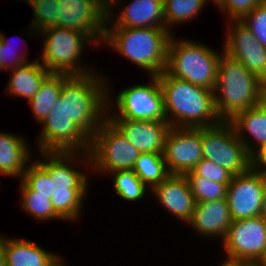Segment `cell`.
Returning <instances> with one entry per match:
<instances>
[{"mask_svg": "<svg viewBox=\"0 0 266 266\" xmlns=\"http://www.w3.org/2000/svg\"><path fill=\"white\" fill-rule=\"evenodd\" d=\"M32 164V165H31ZM27 166L21 177V181L36 194L50 195L52 197L54 190L52 185V177L37 162H32Z\"/></svg>", "mask_w": 266, "mask_h": 266, "instance_id": "32", "label": "cell"}, {"mask_svg": "<svg viewBox=\"0 0 266 266\" xmlns=\"http://www.w3.org/2000/svg\"><path fill=\"white\" fill-rule=\"evenodd\" d=\"M220 266H243L242 263H235V262H229V261H223Z\"/></svg>", "mask_w": 266, "mask_h": 266, "instance_id": "40", "label": "cell"}, {"mask_svg": "<svg viewBox=\"0 0 266 266\" xmlns=\"http://www.w3.org/2000/svg\"><path fill=\"white\" fill-rule=\"evenodd\" d=\"M243 266H263L262 264H254V265H246V264H243Z\"/></svg>", "mask_w": 266, "mask_h": 266, "instance_id": "44", "label": "cell"}, {"mask_svg": "<svg viewBox=\"0 0 266 266\" xmlns=\"http://www.w3.org/2000/svg\"><path fill=\"white\" fill-rule=\"evenodd\" d=\"M106 83L95 72L63 74L60 98L40 123V152L89 153L91 138L111 107L110 86Z\"/></svg>", "mask_w": 266, "mask_h": 266, "instance_id": "1", "label": "cell"}, {"mask_svg": "<svg viewBox=\"0 0 266 266\" xmlns=\"http://www.w3.org/2000/svg\"><path fill=\"white\" fill-rule=\"evenodd\" d=\"M172 36L166 28H126L106 26L103 43L137 66L158 76L166 69Z\"/></svg>", "mask_w": 266, "mask_h": 266, "instance_id": "4", "label": "cell"}, {"mask_svg": "<svg viewBox=\"0 0 266 266\" xmlns=\"http://www.w3.org/2000/svg\"><path fill=\"white\" fill-rule=\"evenodd\" d=\"M263 0H225L219 7L230 20H241Z\"/></svg>", "mask_w": 266, "mask_h": 266, "instance_id": "36", "label": "cell"}, {"mask_svg": "<svg viewBox=\"0 0 266 266\" xmlns=\"http://www.w3.org/2000/svg\"><path fill=\"white\" fill-rule=\"evenodd\" d=\"M61 260L62 259L60 258L53 266H65Z\"/></svg>", "mask_w": 266, "mask_h": 266, "instance_id": "43", "label": "cell"}, {"mask_svg": "<svg viewBox=\"0 0 266 266\" xmlns=\"http://www.w3.org/2000/svg\"><path fill=\"white\" fill-rule=\"evenodd\" d=\"M41 37L44 38L42 58L39 61L50 73L67 75H85L93 70L87 69L77 61L83 53L85 42L97 44L86 32L62 27H49L44 29ZM41 59V60H40ZM79 59V60H78ZM83 66V67H82Z\"/></svg>", "mask_w": 266, "mask_h": 266, "instance_id": "6", "label": "cell"}, {"mask_svg": "<svg viewBox=\"0 0 266 266\" xmlns=\"http://www.w3.org/2000/svg\"><path fill=\"white\" fill-rule=\"evenodd\" d=\"M196 203L226 199L227 185L214 182L196 175L193 171L186 174Z\"/></svg>", "mask_w": 266, "mask_h": 266, "instance_id": "30", "label": "cell"}, {"mask_svg": "<svg viewBox=\"0 0 266 266\" xmlns=\"http://www.w3.org/2000/svg\"><path fill=\"white\" fill-rule=\"evenodd\" d=\"M89 155L92 171L109 174L132 170L140 152L106 119L91 138Z\"/></svg>", "mask_w": 266, "mask_h": 266, "instance_id": "8", "label": "cell"}, {"mask_svg": "<svg viewBox=\"0 0 266 266\" xmlns=\"http://www.w3.org/2000/svg\"><path fill=\"white\" fill-rule=\"evenodd\" d=\"M33 9L34 18L32 21V28L29 29L30 35H35L49 27L58 26V1L59 0H25ZM34 31V32H33ZM32 32V33H31Z\"/></svg>", "mask_w": 266, "mask_h": 266, "instance_id": "31", "label": "cell"}, {"mask_svg": "<svg viewBox=\"0 0 266 266\" xmlns=\"http://www.w3.org/2000/svg\"><path fill=\"white\" fill-rule=\"evenodd\" d=\"M132 170L150 190L171 174L167 168L164 155L153 152L140 153Z\"/></svg>", "mask_w": 266, "mask_h": 266, "instance_id": "24", "label": "cell"}, {"mask_svg": "<svg viewBox=\"0 0 266 266\" xmlns=\"http://www.w3.org/2000/svg\"><path fill=\"white\" fill-rule=\"evenodd\" d=\"M222 54L196 41L171 36L165 71L177 79L214 90Z\"/></svg>", "mask_w": 266, "mask_h": 266, "instance_id": "5", "label": "cell"}, {"mask_svg": "<svg viewBox=\"0 0 266 266\" xmlns=\"http://www.w3.org/2000/svg\"><path fill=\"white\" fill-rule=\"evenodd\" d=\"M106 1L108 2V11L112 10L114 4L116 6L118 3H121L119 2L120 0H106Z\"/></svg>", "mask_w": 266, "mask_h": 266, "instance_id": "41", "label": "cell"}, {"mask_svg": "<svg viewBox=\"0 0 266 266\" xmlns=\"http://www.w3.org/2000/svg\"><path fill=\"white\" fill-rule=\"evenodd\" d=\"M227 199L196 203L193 215L187 223L197 233L206 237L225 239L232 223Z\"/></svg>", "mask_w": 266, "mask_h": 266, "instance_id": "19", "label": "cell"}, {"mask_svg": "<svg viewBox=\"0 0 266 266\" xmlns=\"http://www.w3.org/2000/svg\"><path fill=\"white\" fill-rule=\"evenodd\" d=\"M241 21L250 29L256 40L266 48V0L260 2Z\"/></svg>", "mask_w": 266, "mask_h": 266, "instance_id": "33", "label": "cell"}, {"mask_svg": "<svg viewBox=\"0 0 266 266\" xmlns=\"http://www.w3.org/2000/svg\"><path fill=\"white\" fill-rule=\"evenodd\" d=\"M163 155L171 174L186 175L192 171L203 159L200 128L171 127Z\"/></svg>", "mask_w": 266, "mask_h": 266, "instance_id": "13", "label": "cell"}, {"mask_svg": "<svg viewBox=\"0 0 266 266\" xmlns=\"http://www.w3.org/2000/svg\"><path fill=\"white\" fill-rule=\"evenodd\" d=\"M106 26L166 28L164 0H133L129 5L126 4V8L122 9L117 19L113 17L111 11H108Z\"/></svg>", "mask_w": 266, "mask_h": 266, "instance_id": "18", "label": "cell"}, {"mask_svg": "<svg viewBox=\"0 0 266 266\" xmlns=\"http://www.w3.org/2000/svg\"><path fill=\"white\" fill-rule=\"evenodd\" d=\"M164 111L171 127L202 128L219 124L214 91L177 79L165 70L158 75Z\"/></svg>", "mask_w": 266, "mask_h": 266, "instance_id": "2", "label": "cell"}, {"mask_svg": "<svg viewBox=\"0 0 266 266\" xmlns=\"http://www.w3.org/2000/svg\"><path fill=\"white\" fill-rule=\"evenodd\" d=\"M150 84L133 85L116 96L117 112L107 118H126L139 121H167L163 93L158 76L149 75Z\"/></svg>", "mask_w": 266, "mask_h": 266, "instance_id": "10", "label": "cell"}, {"mask_svg": "<svg viewBox=\"0 0 266 266\" xmlns=\"http://www.w3.org/2000/svg\"><path fill=\"white\" fill-rule=\"evenodd\" d=\"M229 22L223 52L242 63L266 84V48L256 40L241 20Z\"/></svg>", "mask_w": 266, "mask_h": 266, "instance_id": "14", "label": "cell"}, {"mask_svg": "<svg viewBox=\"0 0 266 266\" xmlns=\"http://www.w3.org/2000/svg\"><path fill=\"white\" fill-rule=\"evenodd\" d=\"M116 193L124 200L137 201L145 196L147 188L133 170H118L111 172Z\"/></svg>", "mask_w": 266, "mask_h": 266, "instance_id": "29", "label": "cell"}, {"mask_svg": "<svg viewBox=\"0 0 266 266\" xmlns=\"http://www.w3.org/2000/svg\"><path fill=\"white\" fill-rule=\"evenodd\" d=\"M192 171L198 176L227 186L233 177L226 169L208 159H202Z\"/></svg>", "mask_w": 266, "mask_h": 266, "instance_id": "34", "label": "cell"}, {"mask_svg": "<svg viewBox=\"0 0 266 266\" xmlns=\"http://www.w3.org/2000/svg\"><path fill=\"white\" fill-rule=\"evenodd\" d=\"M213 91L217 114L225 121L242 110L260 105L266 99V84L224 52L219 59Z\"/></svg>", "mask_w": 266, "mask_h": 266, "instance_id": "3", "label": "cell"}, {"mask_svg": "<svg viewBox=\"0 0 266 266\" xmlns=\"http://www.w3.org/2000/svg\"><path fill=\"white\" fill-rule=\"evenodd\" d=\"M151 191L176 219L185 221L186 224L190 221L196 202L186 175L170 174Z\"/></svg>", "mask_w": 266, "mask_h": 266, "instance_id": "17", "label": "cell"}, {"mask_svg": "<svg viewBox=\"0 0 266 266\" xmlns=\"http://www.w3.org/2000/svg\"><path fill=\"white\" fill-rule=\"evenodd\" d=\"M261 216L266 220V190L264 193V198H263V203H262Z\"/></svg>", "mask_w": 266, "mask_h": 266, "instance_id": "39", "label": "cell"}, {"mask_svg": "<svg viewBox=\"0 0 266 266\" xmlns=\"http://www.w3.org/2000/svg\"><path fill=\"white\" fill-rule=\"evenodd\" d=\"M58 3V27L86 32L101 44L108 19L106 0H59Z\"/></svg>", "mask_w": 266, "mask_h": 266, "instance_id": "11", "label": "cell"}, {"mask_svg": "<svg viewBox=\"0 0 266 266\" xmlns=\"http://www.w3.org/2000/svg\"><path fill=\"white\" fill-rule=\"evenodd\" d=\"M13 45V44H12ZM10 41L0 32V69L7 70L8 68L15 69L27 62L24 54L16 55L13 51ZM12 50V51H11ZM13 53V54H12Z\"/></svg>", "mask_w": 266, "mask_h": 266, "instance_id": "35", "label": "cell"}, {"mask_svg": "<svg viewBox=\"0 0 266 266\" xmlns=\"http://www.w3.org/2000/svg\"><path fill=\"white\" fill-rule=\"evenodd\" d=\"M252 167L266 174V144L252 155Z\"/></svg>", "mask_w": 266, "mask_h": 266, "instance_id": "37", "label": "cell"}, {"mask_svg": "<svg viewBox=\"0 0 266 266\" xmlns=\"http://www.w3.org/2000/svg\"><path fill=\"white\" fill-rule=\"evenodd\" d=\"M140 153L163 154L166 135L171 128L167 121H139L107 118Z\"/></svg>", "mask_w": 266, "mask_h": 266, "instance_id": "16", "label": "cell"}, {"mask_svg": "<svg viewBox=\"0 0 266 266\" xmlns=\"http://www.w3.org/2000/svg\"><path fill=\"white\" fill-rule=\"evenodd\" d=\"M200 137L203 159L215 162L233 176L252 167V156L229 121L200 128Z\"/></svg>", "mask_w": 266, "mask_h": 266, "instance_id": "7", "label": "cell"}, {"mask_svg": "<svg viewBox=\"0 0 266 266\" xmlns=\"http://www.w3.org/2000/svg\"><path fill=\"white\" fill-rule=\"evenodd\" d=\"M63 84V74L51 73L41 84L39 91L28 102L38 122H42L49 111L60 98V90Z\"/></svg>", "mask_w": 266, "mask_h": 266, "instance_id": "25", "label": "cell"}, {"mask_svg": "<svg viewBox=\"0 0 266 266\" xmlns=\"http://www.w3.org/2000/svg\"><path fill=\"white\" fill-rule=\"evenodd\" d=\"M228 121L251 156L266 144V99L260 105L236 113ZM244 132L251 135L257 147L242 136Z\"/></svg>", "mask_w": 266, "mask_h": 266, "instance_id": "21", "label": "cell"}, {"mask_svg": "<svg viewBox=\"0 0 266 266\" xmlns=\"http://www.w3.org/2000/svg\"><path fill=\"white\" fill-rule=\"evenodd\" d=\"M21 207L29 215L38 220L61 219L54 211L50 195L36 194L30 190L22 181L20 184Z\"/></svg>", "mask_w": 266, "mask_h": 266, "instance_id": "27", "label": "cell"}, {"mask_svg": "<svg viewBox=\"0 0 266 266\" xmlns=\"http://www.w3.org/2000/svg\"><path fill=\"white\" fill-rule=\"evenodd\" d=\"M210 1H214L213 3L216 4V6H218V8L225 2V0H210ZM206 4L207 2H209V0H205Z\"/></svg>", "mask_w": 266, "mask_h": 266, "instance_id": "42", "label": "cell"}, {"mask_svg": "<svg viewBox=\"0 0 266 266\" xmlns=\"http://www.w3.org/2000/svg\"><path fill=\"white\" fill-rule=\"evenodd\" d=\"M0 242L7 266H53L61 257L27 239H9L0 235Z\"/></svg>", "mask_w": 266, "mask_h": 266, "instance_id": "20", "label": "cell"}, {"mask_svg": "<svg viewBox=\"0 0 266 266\" xmlns=\"http://www.w3.org/2000/svg\"><path fill=\"white\" fill-rule=\"evenodd\" d=\"M265 190L266 174L258 169L233 176L226 195L232 220L261 216Z\"/></svg>", "mask_w": 266, "mask_h": 266, "instance_id": "12", "label": "cell"}, {"mask_svg": "<svg viewBox=\"0 0 266 266\" xmlns=\"http://www.w3.org/2000/svg\"><path fill=\"white\" fill-rule=\"evenodd\" d=\"M43 159L37 162L49 173L52 177L53 190H87L88 180L84 173L74 167H71L73 161L86 160L88 167H91V159L89 153L82 152H40ZM80 154V155H79ZM76 156V157H75ZM81 156V157H79Z\"/></svg>", "mask_w": 266, "mask_h": 266, "instance_id": "15", "label": "cell"}, {"mask_svg": "<svg viewBox=\"0 0 266 266\" xmlns=\"http://www.w3.org/2000/svg\"><path fill=\"white\" fill-rule=\"evenodd\" d=\"M204 5L205 0H164V17L166 29L179 23H186L190 19L198 16Z\"/></svg>", "mask_w": 266, "mask_h": 266, "instance_id": "28", "label": "cell"}, {"mask_svg": "<svg viewBox=\"0 0 266 266\" xmlns=\"http://www.w3.org/2000/svg\"><path fill=\"white\" fill-rule=\"evenodd\" d=\"M225 261L246 265L266 260V220L262 216L232 221L223 240Z\"/></svg>", "mask_w": 266, "mask_h": 266, "instance_id": "9", "label": "cell"}, {"mask_svg": "<svg viewBox=\"0 0 266 266\" xmlns=\"http://www.w3.org/2000/svg\"><path fill=\"white\" fill-rule=\"evenodd\" d=\"M50 74L38 59L32 63L28 61V63L12 69L11 79L7 84L6 91L11 96L13 94L19 98L23 97L29 102Z\"/></svg>", "mask_w": 266, "mask_h": 266, "instance_id": "23", "label": "cell"}, {"mask_svg": "<svg viewBox=\"0 0 266 266\" xmlns=\"http://www.w3.org/2000/svg\"><path fill=\"white\" fill-rule=\"evenodd\" d=\"M88 190L55 191L51 197L55 213L62 219L73 221L80 217L81 208Z\"/></svg>", "mask_w": 266, "mask_h": 266, "instance_id": "26", "label": "cell"}, {"mask_svg": "<svg viewBox=\"0 0 266 266\" xmlns=\"http://www.w3.org/2000/svg\"><path fill=\"white\" fill-rule=\"evenodd\" d=\"M0 266H7L4 249L1 242H0Z\"/></svg>", "mask_w": 266, "mask_h": 266, "instance_id": "38", "label": "cell"}, {"mask_svg": "<svg viewBox=\"0 0 266 266\" xmlns=\"http://www.w3.org/2000/svg\"><path fill=\"white\" fill-rule=\"evenodd\" d=\"M30 158L28 143L23 137L0 132V174L22 177Z\"/></svg>", "mask_w": 266, "mask_h": 266, "instance_id": "22", "label": "cell"}]
</instances>
